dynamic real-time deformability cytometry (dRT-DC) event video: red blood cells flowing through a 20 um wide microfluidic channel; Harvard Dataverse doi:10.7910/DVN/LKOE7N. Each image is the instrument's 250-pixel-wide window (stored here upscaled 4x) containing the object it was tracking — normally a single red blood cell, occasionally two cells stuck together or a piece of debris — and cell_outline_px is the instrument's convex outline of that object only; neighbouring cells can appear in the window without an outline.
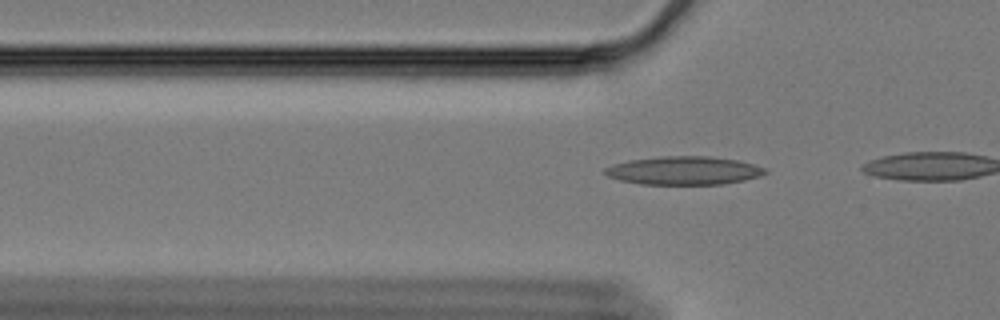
{"species": "Egyptian fruit bat (a non-hibernating species)", "species_latin": "Rousettus aegyptiacus", "temperature_condition": "cold", "stored_images_in_passage": 17, "camera_frame_rate_fps": 3000, "um_per_image_px": 0.085, "animal": {"sex": "female"}, "frame": {"image": 1, "passage_image": 15, "time_ms": 4.667, "image_size_px": [1000, 320], "cell_outline_px": [[768, 172], [760, 176], [744, 180], [720, 184], [640, 184], [620, 180], [608, 176], [604, 172], [604, 168], [612, 164], [628, 160], [660, 156], [708, 156], [736, 160], [768, 168]], "centroid_in_image_um": [58.11, 14.49], "position_along_channel_um": 67.7, "area_um2": 26.47}}